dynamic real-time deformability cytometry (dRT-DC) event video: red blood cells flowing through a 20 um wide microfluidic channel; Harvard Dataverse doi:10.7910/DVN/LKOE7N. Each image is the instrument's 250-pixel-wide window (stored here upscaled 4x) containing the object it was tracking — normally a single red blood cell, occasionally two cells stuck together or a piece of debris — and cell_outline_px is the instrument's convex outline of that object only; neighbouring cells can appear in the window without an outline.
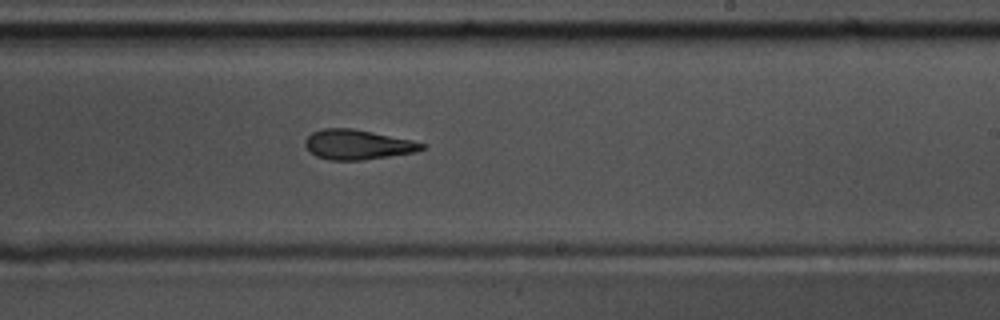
{"species": "common noctule bat (a hibernating species)", "species_latin": "Nyctalus noctula", "temperature_condition": "warm", "stored_images_in_passage": 39, "camera_frame_rate_fps": 3000, "um_per_image_px": 0.085, "animal": {"sex": "male", "body_mass_g": 17.5, "forearm_length_mm": 52.3}, "frame": {"image": 1, "passage_image": 17, "time_ms": 5.333, "image_size_px": [1000, 320], "cell_outline_px": [[424, 148], [416, 152], [364, 160], [328, 160], [316, 156], [304, 144], [304, 140], [312, 132], [324, 128], [352, 128], [412, 140], [424, 144]], "centroid_in_image_um": [30.38, 12.29], "position_along_channel_um": 258.6, "area_um2": 20.17}}
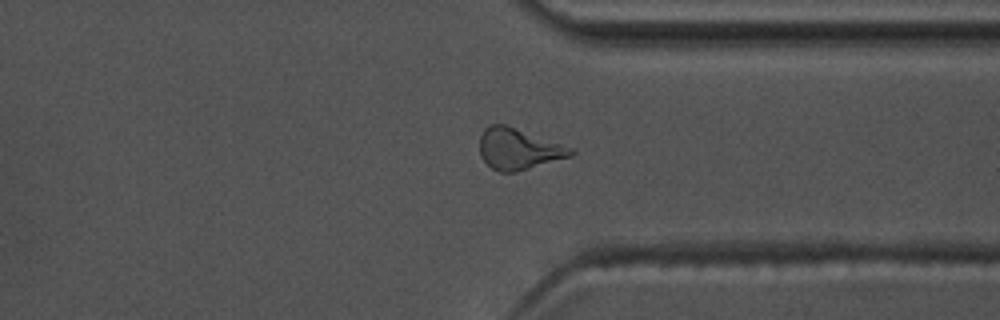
{"frame": {"image": 2, "passage_image": 26, "time_ms": 8.333, "image_size_px": [1000, 320], "cell_outline_px": [[576, 152], [572, 156], [516, 172], [500, 172], [492, 168], [480, 156], [480, 136], [484, 128], [488, 124], [504, 124], [572, 148]], "centroid_in_image_um": [44.05, 12.67], "position_along_channel_um": 367.4, "area_um2": 21.62}}
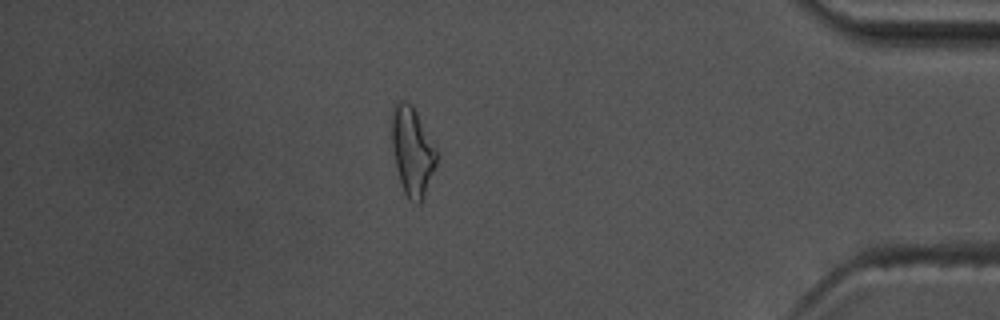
{"frame": {"image": 3, "passage_image": 32, "time_ms": 10.333, "image_size_px": [1000, 320], "cell_outline_px": [[440, 156], [420, 204], [416, 204], [408, 200], [400, 184], [396, 168], [392, 148], [392, 108], [396, 100], [404, 100], [412, 104], [440, 152]], "centroid_in_image_um": [35.07, 12.84], "position_along_channel_um": 400.1, "area_um2": 23.76}, "authors_computed_cell_mechanics": {"area_um2": 20.9236, "velocity_mm_per_s": 3.6483, "shape_relaxation_time_tau1_ms": 4.9804, "shape_relaxation_time_tau2_ms": 2.2235, "deformation_change_tau1": 0.1729, "deformation_change_tau2": 0.115}}